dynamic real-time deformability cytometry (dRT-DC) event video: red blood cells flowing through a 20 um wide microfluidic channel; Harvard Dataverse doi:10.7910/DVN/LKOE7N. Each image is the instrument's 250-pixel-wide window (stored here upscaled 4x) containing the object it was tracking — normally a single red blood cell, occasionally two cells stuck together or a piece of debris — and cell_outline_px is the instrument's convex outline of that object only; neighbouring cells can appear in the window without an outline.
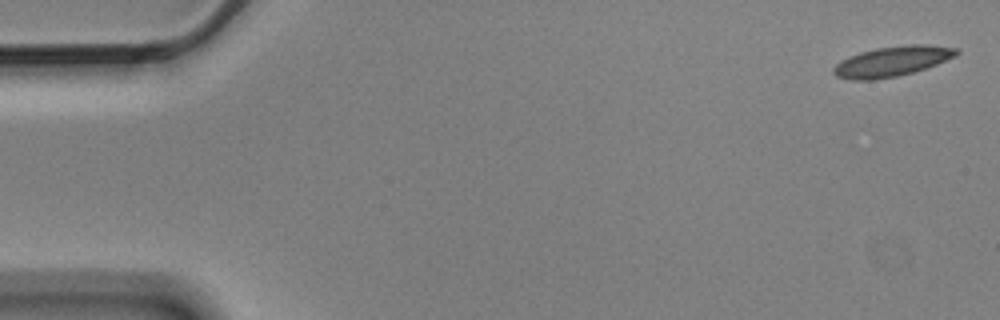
{"species": "Egyptian fruit bat (a non-hibernating species)", "species_latin": "Rousettus aegyptiacus", "temperature_condition": "cold", "stored_images_in_passage": 6, "camera_frame_rate_fps": 3000, "um_per_image_px": 0.085, "animal": {"sex": "male"}, "frame": {"image": 1, "passage_image": 1, "time_ms": 0.0, "image_size_px": [1000, 320], "cell_outline_px": [[960, 52], [956, 56], [936, 64], [912, 72], [896, 76], [872, 80], [852, 80], [836, 76], [832, 72], [832, 68], [840, 60], [848, 56], [860, 52], [876, 48], [908, 44], [928, 44], [956, 48]], "centroid_in_image_um": [75.8, 5.2], "position_along_channel_um": 9.2, "area_um2": 21.56}}
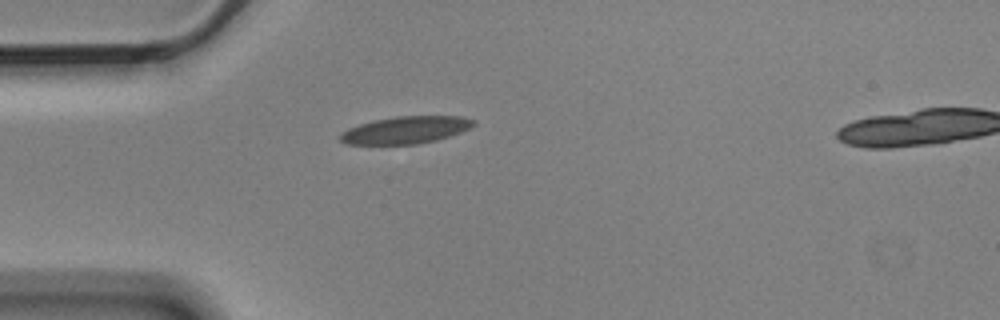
{"frame": {"image": 2, "passage_image": 5, "time_ms": 1.333, "image_size_px": [1000, 320], "cell_outline_px": [[476, 124], [460, 132], [436, 140], [416, 144], [344, 144], [340, 140], [340, 132], [348, 128], [372, 120], [396, 116], [460, 116], [476, 120]], "centroid_in_image_um": [34.45, 11.04], "position_along_channel_um": 50.5, "area_um2": 21.15}}